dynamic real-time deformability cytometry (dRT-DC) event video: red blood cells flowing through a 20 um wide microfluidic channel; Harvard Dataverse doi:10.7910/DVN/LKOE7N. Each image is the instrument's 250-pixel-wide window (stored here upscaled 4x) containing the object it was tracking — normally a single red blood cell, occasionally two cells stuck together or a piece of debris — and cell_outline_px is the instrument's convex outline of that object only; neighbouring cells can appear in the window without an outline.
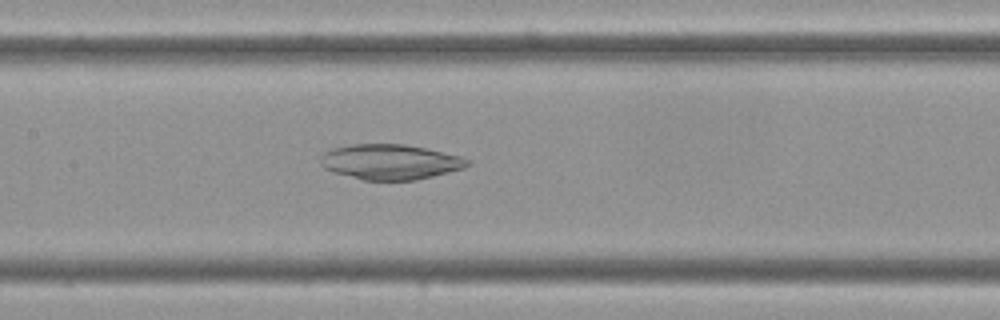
{"species": "Egyptian fruit bat (a non-hibernating species)", "species_latin": "Rousettus aegyptiacus", "temperature_condition": "cold", "stored_images_in_passage": 50, "camera_frame_rate_fps": 3000, "um_per_image_px": 0.085, "frame": {"image": 1, "passage_image": 20, "time_ms": 6.333, "image_size_px": [1000, 320], "cell_outline_px": [[472, 164], [464, 168], [416, 180], [364, 180], [336, 172], [324, 168], [320, 164], [320, 156], [324, 152], [332, 148], [352, 144], [404, 144], [424, 148], [460, 156], [472, 160]], "centroid_in_image_um": [33.18, 13.75], "position_along_channel_um": 174.2, "area_um2": 30.06}}
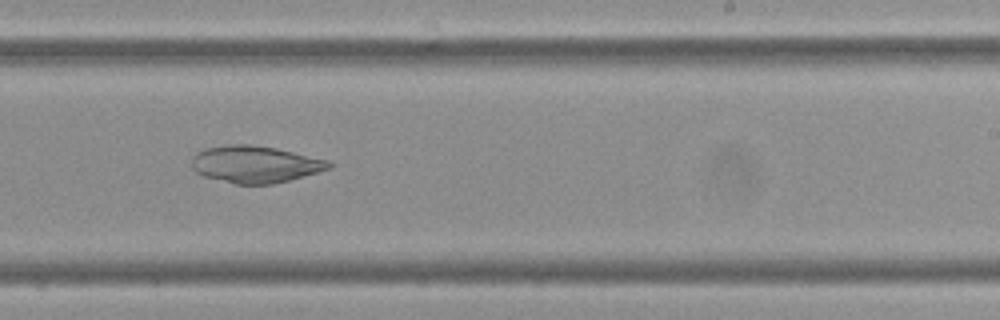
{"frame": {"image": 2, "passage_image": 28, "time_ms": 9.0, "image_size_px": [1000, 320], "cell_outline_px": [[332, 168], [288, 180], [272, 184], [236, 184], [204, 176], [196, 172], [192, 168], [192, 156], [196, 152], [204, 148], [228, 144], [248, 144], [276, 148], [332, 160]], "centroid_in_image_um": [21.7, 13.95], "position_along_channel_um": 267.3, "area_um2": 29.71}}
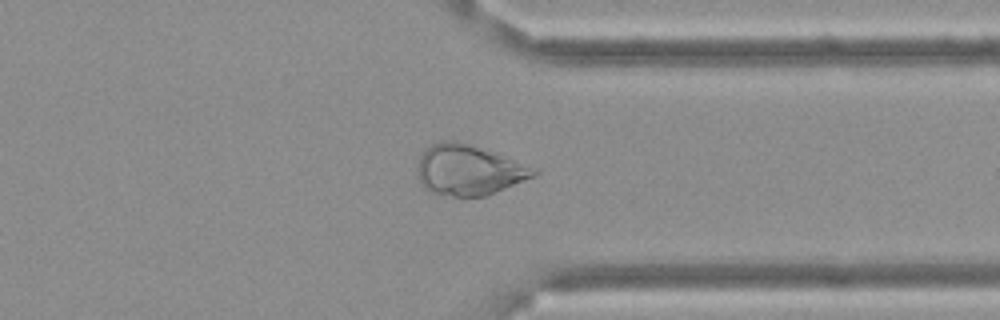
{"frame": {"image": 3, "passage_image": 37, "time_ms": 12.0, "image_size_px": [1000, 320], "cell_outline_px": [[540, 172], [532, 176], [488, 196], [452, 196], [432, 192], [424, 188], [420, 184], [416, 168], [420, 156], [424, 148], [440, 140], [456, 140], [540, 168]], "centroid_in_image_um": [39.82, 14.44], "position_along_channel_um": 371.6, "area_um2": 34.28}}